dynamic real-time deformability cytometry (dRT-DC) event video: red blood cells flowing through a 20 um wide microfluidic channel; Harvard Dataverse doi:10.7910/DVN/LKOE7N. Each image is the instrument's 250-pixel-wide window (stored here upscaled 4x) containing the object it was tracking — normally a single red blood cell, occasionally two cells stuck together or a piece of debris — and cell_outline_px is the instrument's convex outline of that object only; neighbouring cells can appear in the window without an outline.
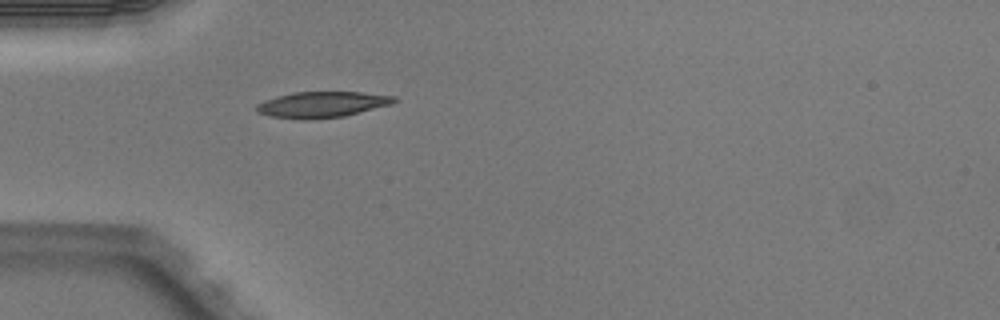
{"species": "Egyptian fruit bat (a non-hibernating species)", "species_latin": "Rousettus aegyptiacus", "temperature_condition": "warm", "stored_images_in_passage": 1, "camera_frame_rate_fps": 3000, "um_per_image_px": 0.085, "animal": {"sex": "male"}, "frame": {"image": 1, "passage_image": 1, "time_ms": 0.0, "image_size_px": [1000, 320], "cell_outline_px": [[400, 100], [392, 104], [344, 116], [312, 120], [304, 120], [268, 116], [256, 112], [256, 104], [264, 100], [276, 96], [292, 92], [360, 92], [396, 96]], "centroid_in_image_um": [27.36, 8.89], "position_along_channel_um": 57.6, "area_um2": 21.1}}